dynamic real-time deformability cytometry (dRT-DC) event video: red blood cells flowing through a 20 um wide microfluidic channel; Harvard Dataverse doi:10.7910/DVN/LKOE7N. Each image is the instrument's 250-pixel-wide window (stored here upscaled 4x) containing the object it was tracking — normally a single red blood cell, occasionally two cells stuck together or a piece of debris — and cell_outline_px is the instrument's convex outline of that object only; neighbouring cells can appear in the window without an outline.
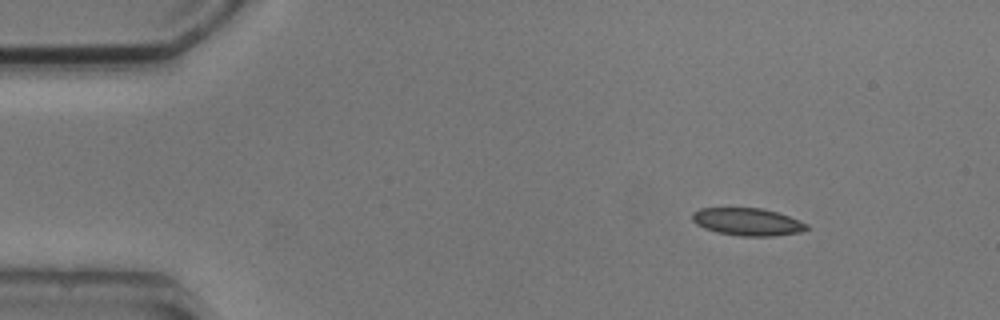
{"species": "common noctule bat (a hibernating species)", "species_latin": "Nyctalus noctula", "temperature_condition": "cold", "stored_images_in_passage": 4, "camera_frame_rate_fps": 3000, "um_per_image_px": 0.085, "animal": {"sex": "male", "body_mass_g": 20.5, "forearm_length_mm": 52.5}, "frame": {"image": 1, "passage_image": 1, "time_ms": 0.0, "image_size_px": [1000, 320], "cell_outline_px": [[812, 228], [800, 232], [776, 236], [740, 236], [716, 232], [704, 228], [696, 224], [692, 220], [692, 212], [700, 208], [764, 208], [800, 220], [808, 224]], "centroid_in_image_um": [63.56, 18.86], "position_along_channel_um": 21.4, "area_um2": 18.55}}
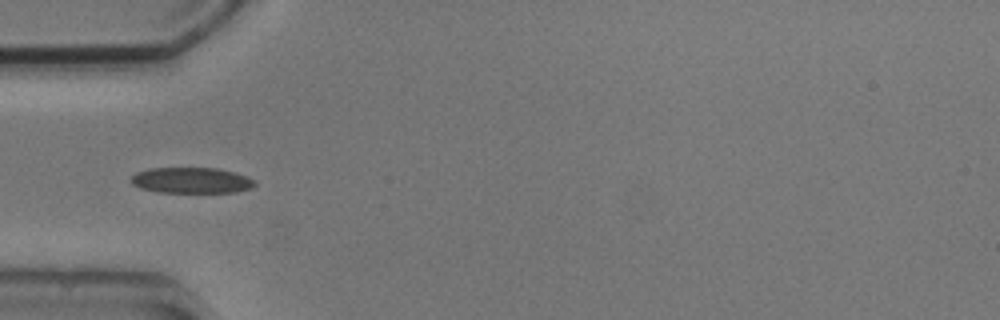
{"frame": {"image": 2, "passage_image": 4, "time_ms": 3.333, "image_size_px": [1000, 320], "cell_outline_px": [[256, 184], [252, 188], [236, 192], [160, 192], [140, 188], [132, 184], [132, 176], [136, 172], [148, 168], [216, 168], [236, 172], [248, 176], [256, 180]], "centroid_in_image_um": [16.32, 15.32], "position_along_channel_um": 68.7, "area_um2": 18.73}}